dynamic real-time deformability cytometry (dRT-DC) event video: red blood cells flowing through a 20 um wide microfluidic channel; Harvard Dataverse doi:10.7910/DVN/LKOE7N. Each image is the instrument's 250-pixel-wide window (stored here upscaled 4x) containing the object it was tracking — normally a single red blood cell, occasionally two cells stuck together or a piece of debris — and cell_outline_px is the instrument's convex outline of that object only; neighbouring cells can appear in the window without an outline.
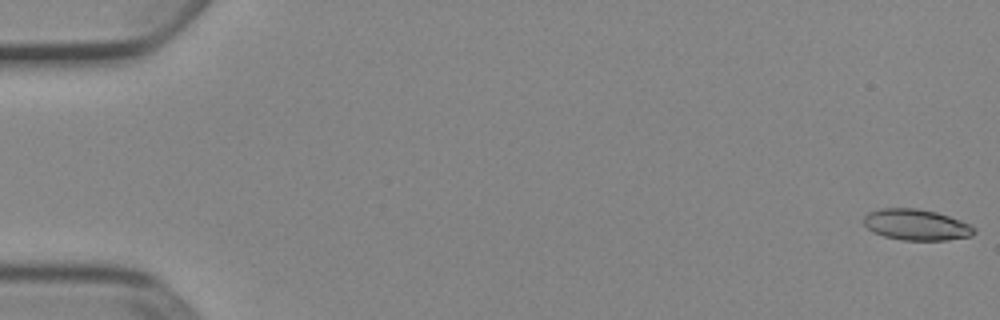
{"species": "Egyptian fruit bat (a non-hibernating species)", "species_latin": "Rousettus aegyptiacus", "temperature_condition": "cold", "stored_images_in_passage": 53, "camera_frame_rate_fps": 3000, "um_per_image_px": 0.085, "animal": {"sex": "female"}, "frame": {"image": 1, "passage_image": 1, "time_ms": 0.0, "image_size_px": [1000, 320], "cell_outline_px": [[976, 232], [972, 236], [948, 240], [900, 240], [884, 236], [872, 232], [864, 224], [864, 216], [868, 212], [880, 208], [916, 208], [936, 212], [972, 224], [976, 228]], "centroid_in_image_um": [77.91, 19.11], "position_along_channel_um": 7.1, "area_um2": 20.17}}
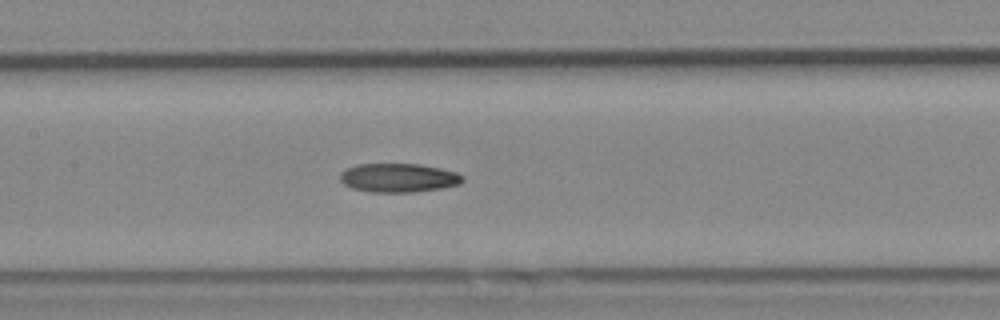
{"frame": {"image": 2, "passage_image": 26, "time_ms": 8.333, "image_size_px": [1000, 320], "cell_outline_px": [[464, 180], [460, 184], [440, 188], [412, 192], [372, 192], [352, 188], [344, 184], [340, 180], [340, 172], [356, 164], [420, 164], [440, 168], [456, 172], [464, 176]], "centroid_in_image_um": [33.87, 15.11], "position_along_channel_um": 173.5, "area_um2": 20.58}}
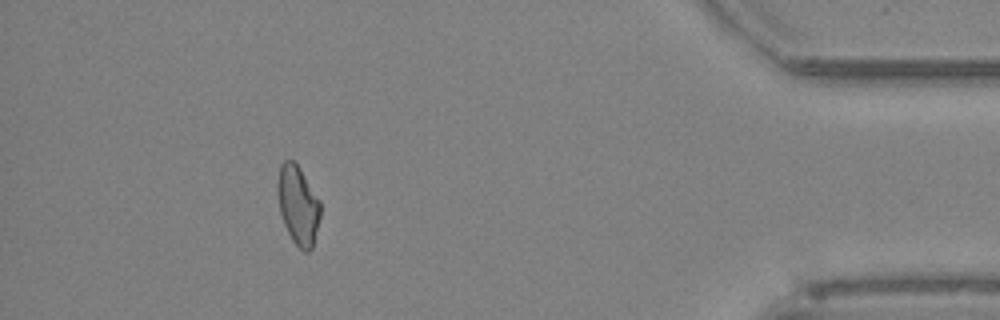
{"frame": {"image": 3, "passage_image": 48, "time_ms": 15.667, "image_size_px": [1000, 320], "cell_outline_px": [[320, 216], [312, 248], [308, 252], [304, 252], [292, 240], [284, 224], [280, 212], [276, 188], [276, 184], [280, 164], [284, 160], [292, 160], [300, 168], [320, 200]], "centroid_in_image_um": [25.32, 17.41], "position_along_channel_um": 409.9, "area_um2": 19.71}, "authors_computed_cell_mechanics": {"area_um2": 20.2878, "velocity_mm_per_s": 3.9213, "shape_relaxation_time_tau1_ms": null, "shape_relaxation_time_tau2_ms": 4.8011, "deformation_change_tau1": null, "deformation_change_tau2": 0.1199}}